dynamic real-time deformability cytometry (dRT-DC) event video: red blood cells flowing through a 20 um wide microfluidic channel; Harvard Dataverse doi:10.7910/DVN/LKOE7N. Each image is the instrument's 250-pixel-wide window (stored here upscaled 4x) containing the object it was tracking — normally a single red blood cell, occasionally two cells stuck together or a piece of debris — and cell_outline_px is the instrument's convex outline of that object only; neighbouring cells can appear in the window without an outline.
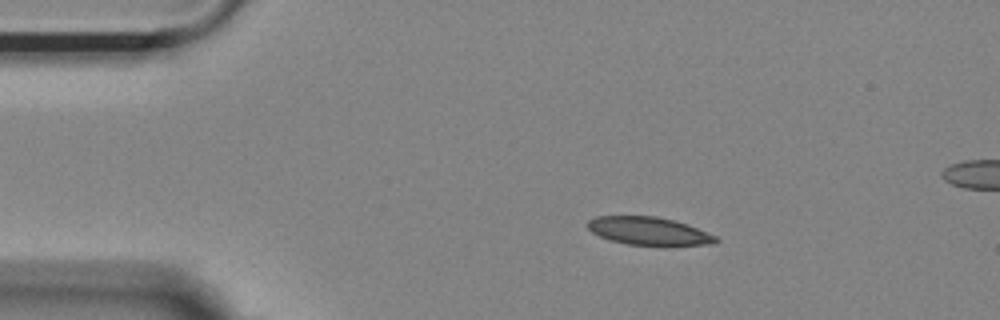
{"species": "Egyptian fruit bat (a non-hibernating species)", "species_latin": "Rousettus aegyptiacus", "temperature_condition": "room temperature", "stored_images_in_passage": 47, "camera_frame_rate_fps": 3000, "um_per_image_px": 0.085, "animal": {"sex": "female"}, "frame": {"image": 1, "passage_image": 1, "time_ms": 0.0, "image_size_px": [1000, 320], "cell_outline_px": [[720, 240], [716, 244], [628, 244], [608, 240], [592, 232], [588, 228], [588, 220], [596, 216], [656, 216], [688, 224], [716, 236]], "centroid_in_image_um": [55.13, 19.62], "position_along_channel_um": 29.9, "area_um2": 20.52}}
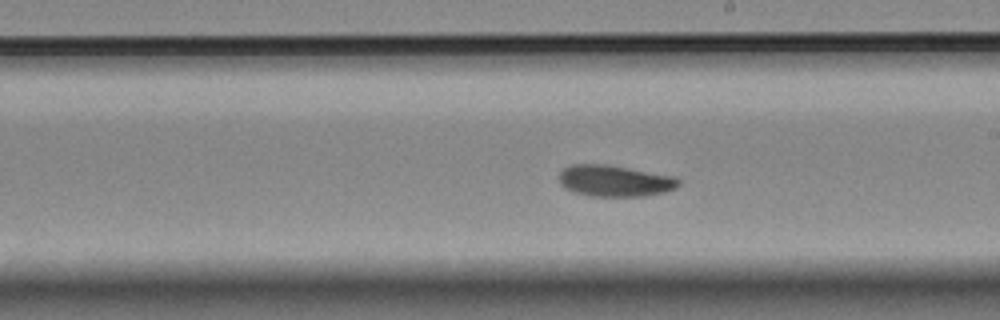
{"frame": {"image": 2, "passage_image": 22, "time_ms": 7.0, "image_size_px": [1000, 320], "cell_outline_px": [[680, 184], [676, 188], [664, 192], [644, 196], [592, 196], [576, 192], [564, 188], [560, 184], [560, 172], [564, 168], [572, 164], [604, 164], [676, 176], [680, 180]], "centroid_in_image_um": [52.27, 15.37], "position_along_channel_um": 236.7, "area_um2": 21.79}}
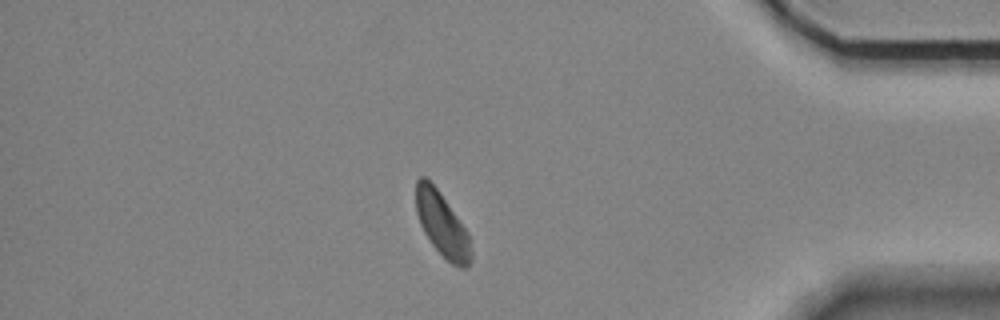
{"frame": {"image": 3, "passage_image": 38, "time_ms": 12.333, "image_size_px": [1000, 320], "cell_outline_px": [[472, 260], [468, 268], [460, 268], [452, 264], [432, 244], [424, 232], [420, 224], [416, 212], [416, 180], [420, 176], [424, 176], [436, 188], [468, 232], [472, 252]], "centroid_in_image_um": [37.59, 19.11], "position_along_channel_um": 397.6, "area_um2": 20.29}}